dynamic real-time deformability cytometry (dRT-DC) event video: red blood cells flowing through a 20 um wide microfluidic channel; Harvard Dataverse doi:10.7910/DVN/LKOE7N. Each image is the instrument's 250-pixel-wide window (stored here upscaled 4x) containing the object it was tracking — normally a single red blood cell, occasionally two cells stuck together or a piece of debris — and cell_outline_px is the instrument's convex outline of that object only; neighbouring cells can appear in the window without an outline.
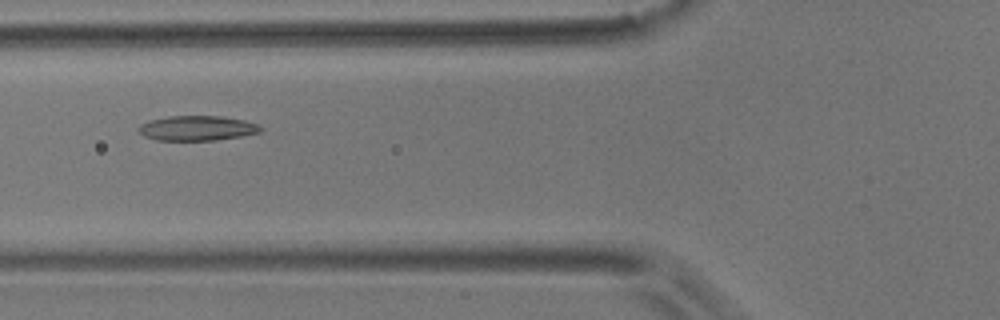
{"species": "common noctule bat (a hibernating species)", "species_latin": "Nyctalus noctula", "temperature_condition": "room temperature", "stored_images_in_passage": 7, "camera_frame_rate_fps": 3000, "um_per_image_px": 0.085, "animal": {"sex": "male", "body_mass_g": 17.9}, "frame": {"image": 1, "passage_image": 5, "time_ms": 5.667, "image_size_px": [1000, 320], "cell_outline_px": [[264, 128], [260, 132], [240, 136], [216, 140], [156, 140], [144, 136], [136, 128], [140, 124], [148, 120], [168, 116], [220, 116], [244, 120], [256, 124]], "centroid_in_image_um": [16.71, 10.89], "position_along_channel_um": 109.1, "area_um2": 17.69}}
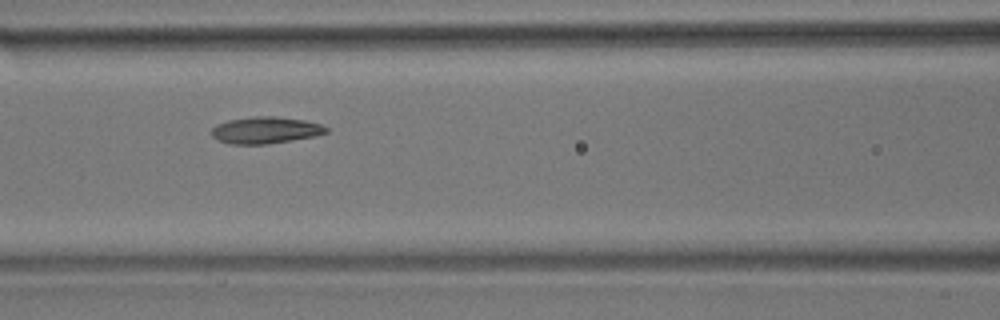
{"frame": {"image": 2, "passage_image": 6, "time_ms": 6.667, "image_size_px": [1000, 320], "cell_outline_px": [[328, 132], [316, 136], [292, 140], [264, 144], [228, 144], [212, 136], [212, 128], [216, 124], [228, 120], [256, 116], [276, 116], [304, 120], [320, 124], [328, 128]], "centroid_in_image_um": [22.57, 11.06], "position_along_channel_um": 144.0, "area_um2": 17.8}}
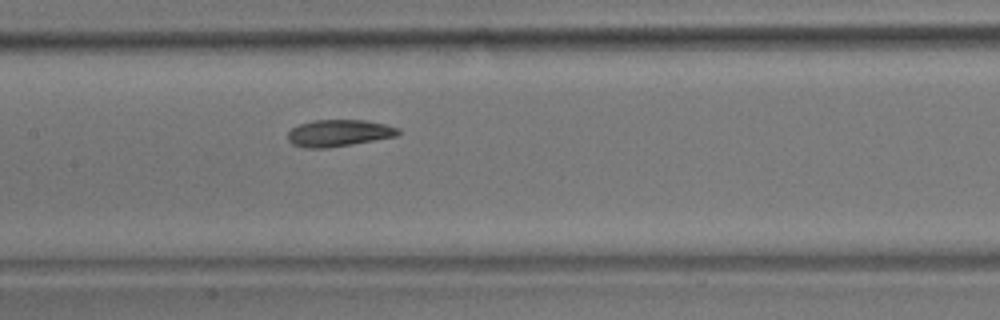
{"frame": {"image": 3, "passage_image": 7, "time_ms": 7.667, "image_size_px": [1000, 320], "cell_outline_px": [[400, 132], [396, 136], [352, 144], [328, 148], [304, 148], [292, 144], [288, 140], [288, 132], [292, 128], [300, 124], [312, 120], [364, 120], [384, 124], [400, 128]], "centroid_in_image_um": [28.78, 11.31], "position_along_channel_um": 178.6, "area_um2": 17.22}}